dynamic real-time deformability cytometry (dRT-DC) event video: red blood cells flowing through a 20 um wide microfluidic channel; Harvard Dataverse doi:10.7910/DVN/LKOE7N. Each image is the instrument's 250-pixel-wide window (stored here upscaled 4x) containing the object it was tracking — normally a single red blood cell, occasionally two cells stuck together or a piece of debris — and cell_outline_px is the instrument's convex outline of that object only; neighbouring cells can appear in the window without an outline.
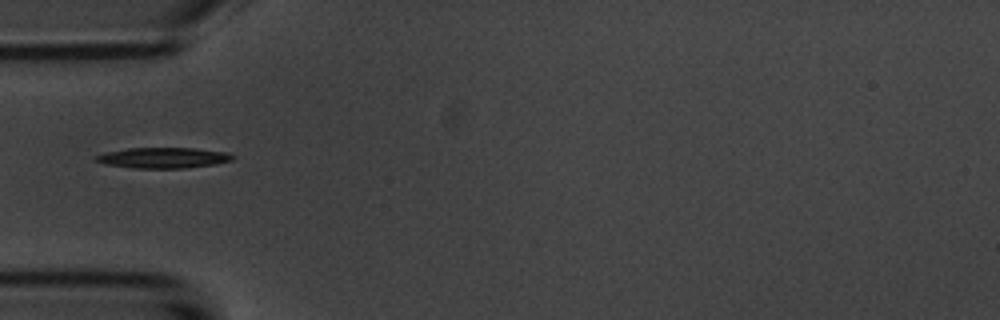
{"species": "common noctule bat (a hibernating species)", "species_latin": "Nyctalus noctula", "temperature_condition": "room temperature", "stored_images_in_passage": 5, "segment_of_instrument_passage": [2, 2], "camera_frame_rate_fps": 3000, "um_per_image_px": 0.085, "animal": {"sex": "male", "body_mass_g": 20.1, "forearm_length_mm": 53.5}, "frame": {"image": 1, "passage_image": 5, "time_ms": 5.333, "image_size_px": [1000, 320], "cell_outline_px": [[236, 156], [232, 160], [216, 164], [184, 168], [132, 168], [104, 164], [92, 160], [92, 156], [108, 152], [128, 148], [196, 148], [228, 152]], "centroid_in_image_um": [13.86, 13.41], "position_along_channel_um": 71.1, "area_um2": 16.65}}